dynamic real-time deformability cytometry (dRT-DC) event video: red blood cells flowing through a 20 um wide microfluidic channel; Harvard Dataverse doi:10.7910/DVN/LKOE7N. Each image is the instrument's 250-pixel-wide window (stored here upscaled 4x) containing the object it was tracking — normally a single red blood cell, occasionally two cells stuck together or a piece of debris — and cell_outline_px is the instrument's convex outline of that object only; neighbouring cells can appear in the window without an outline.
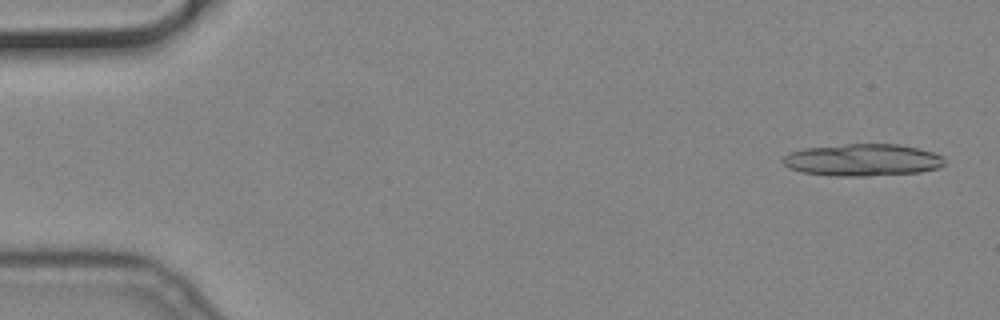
{"species": "common noctule bat (a hibernating species)", "species_latin": "Nyctalus noctula", "temperature_condition": "cold", "stored_images_in_passage": 16, "camera_frame_rate_fps": 3000, "um_per_image_px": 0.085, "animal": {"sex": "male", "body_mass_g": 19.2, "forearm_length_mm": 51.8}, "frame": {"image": 1, "passage_image": 1, "time_ms": 0.0, "image_size_px": [1000, 320], "cell_outline_px": [[944, 164], [940, 168], [920, 172], [868, 176], [832, 176], [804, 172], [788, 168], [780, 160], [788, 152], [804, 148], [848, 144], [896, 144], [916, 148], [932, 152], [940, 156], [944, 160]], "centroid_in_image_um": [73.28, 13.6], "position_along_channel_um": 11.7, "area_um2": 30.23}}